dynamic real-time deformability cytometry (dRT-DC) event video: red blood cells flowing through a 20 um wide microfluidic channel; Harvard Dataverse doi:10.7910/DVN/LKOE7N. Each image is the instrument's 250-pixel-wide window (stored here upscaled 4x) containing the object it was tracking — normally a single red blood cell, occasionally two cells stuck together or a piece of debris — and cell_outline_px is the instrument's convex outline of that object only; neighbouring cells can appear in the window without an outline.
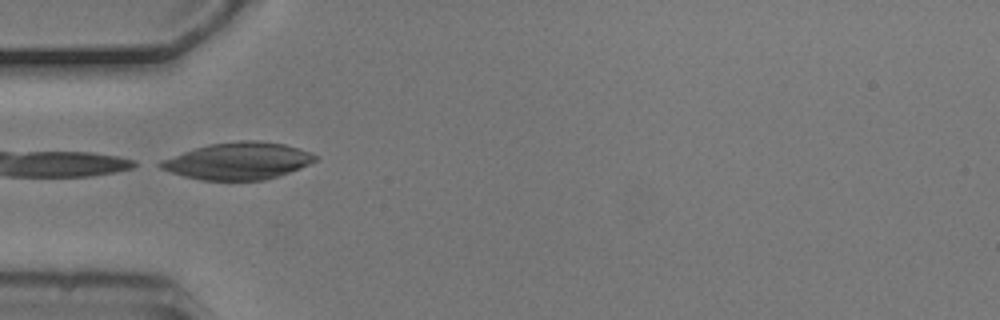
{"species": "common noctule bat (a hibernating species)", "species_latin": "Nyctalus noctula", "temperature_condition": "cold", "stored_images_in_passage": 9, "camera_frame_rate_fps": 3000, "um_per_image_px": 0.085, "animal": {"sex": "male", "body_mass_g": 20.5, "forearm_length_mm": 52.5}, "frame": {"image": 1, "passage_image": 4, "time_ms": 1.0, "image_size_px": [1000, 320], "cell_outline_px": [[320, 160], [300, 168], [264, 180], [200, 180], [184, 176], [160, 168], [152, 164], [160, 160], [208, 144], [244, 140], [256, 140], [284, 144], [312, 152], [320, 156]], "centroid_in_image_um": [20.26, 13.68], "position_along_channel_um": 64.7, "area_um2": 33.47}}
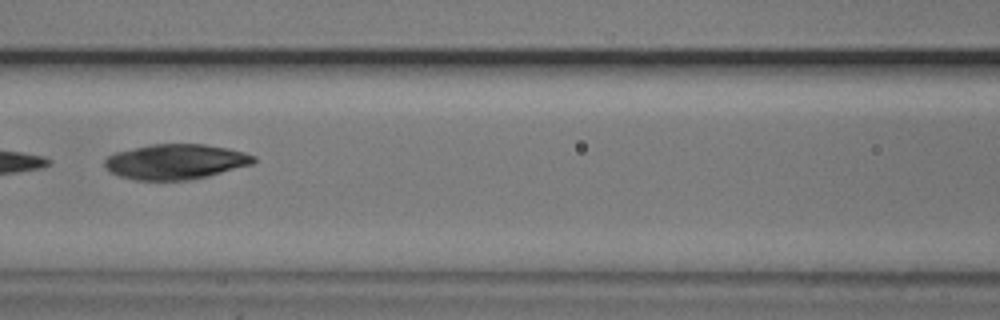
{"frame": {"image": 2, "passage_image": 6, "time_ms": 1.667, "image_size_px": [1000, 320], "cell_outline_px": [[256, 160], [252, 164], [208, 176], [192, 180], [136, 180], [116, 176], [108, 172], [104, 168], [104, 160], [108, 156], [116, 152], [152, 144], [204, 144], [228, 148], [244, 152], [256, 156]], "centroid_in_image_um": [14.9, 13.75], "position_along_channel_um": 151.7, "area_um2": 30.75}}
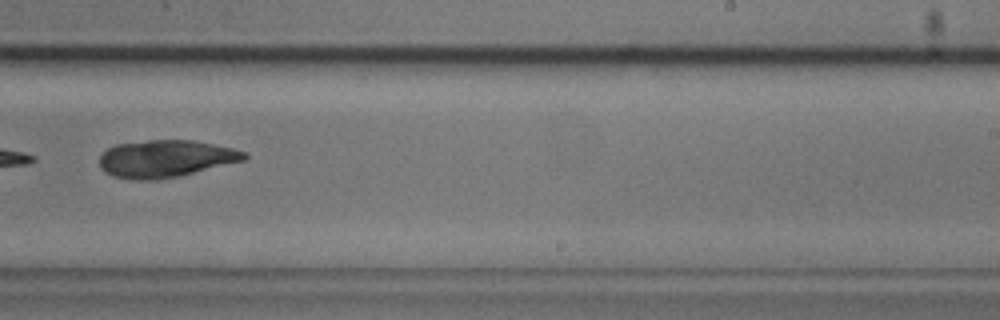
{"frame": {"image": 3, "passage_image": 9, "time_ms": 2.667, "image_size_px": [1000, 320], "cell_outline_px": [[248, 156], [244, 160], [176, 176], [156, 180], [132, 180], [112, 176], [104, 172], [100, 168], [100, 156], [108, 148], [116, 144], [148, 140], [196, 140], [232, 148], [248, 152]], "centroid_in_image_um": [14.05, 13.48], "position_along_channel_um": 275.0, "area_um2": 31.33}}